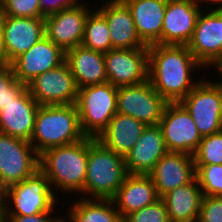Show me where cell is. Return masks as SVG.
Returning a JSON list of instances; mask_svg holds the SVG:
<instances>
[{
    "instance_id": "cell-14",
    "label": "cell",
    "mask_w": 222,
    "mask_h": 222,
    "mask_svg": "<svg viewBox=\"0 0 222 222\" xmlns=\"http://www.w3.org/2000/svg\"><path fill=\"white\" fill-rule=\"evenodd\" d=\"M108 82L113 86L137 85L148 80V47L111 49L104 53Z\"/></svg>"
},
{
    "instance_id": "cell-25",
    "label": "cell",
    "mask_w": 222,
    "mask_h": 222,
    "mask_svg": "<svg viewBox=\"0 0 222 222\" xmlns=\"http://www.w3.org/2000/svg\"><path fill=\"white\" fill-rule=\"evenodd\" d=\"M204 194L196 177L188 184L164 194L170 222H197Z\"/></svg>"
},
{
    "instance_id": "cell-22",
    "label": "cell",
    "mask_w": 222,
    "mask_h": 222,
    "mask_svg": "<svg viewBox=\"0 0 222 222\" xmlns=\"http://www.w3.org/2000/svg\"><path fill=\"white\" fill-rule=\"evenodd\" d=\"M129 8L136 32L146 45L161 44L167 0H122Z\"/></svg>"
},
{
    "instance_id": "cell-23",
    "label": "cell",
    "mask_w": 222,
    "mask_h": 222,
    "mask_svg": "<svg viewBox=\"0 0 222 222\" xmlns=\"http://www.w3.org/2000/svg\"><path fill=\"white\" fill-rule=\"evenodd\" d=\"M65 62L78 89L108 82L104 53L78 45L65 52Z\"/></svg>"
},
{
    "instance_id": "cell-41",
    "label": "cell",
    "mask_w": 222,
    "mask_h": 222,
    "mask_svg": "<svg viewBox=\"0 0 222 222\" xmlns=\"http://www.w3.org/2000/svg\"><path fill=\"white\" fill-rule=\"evenodd\" d=\"M2 3H3V0H0V9H1Z\"/></svg>"
},
{
    "instance_id": "cell-33",
    "label": "cell",
    "mask_w": 222,
    "mask_h": 222,
    "mask_svg": "<svg viewBox=\"0 0 222 222\" xmlns=\"http://www.w3.org/2000/svg\"><path fill=\"white\" fill-rule=\"evenodd\" d=\"M123 222H170L164 201L160 198L151 205L128 214Z\"/></svg>"
},
{
    "instance_id": "cell-4",
    "label": "cell",
    "mask_w": 222,
    "mask_h": 222,
    "mask_svg": "<svg viewBox=\"0 0 222 222\" xmlns=\"http://www.w3.org/2000/svg\"><path fill=\"white\" fill-rule=\"evenodd\" d=\"M85 137L76 104L40 105L30 143L40 155L48 149L70 145Z\"/></svg>"
},
{
    "instance_id": "cell-5",
    "label": "cell",
    "mask_w": 222,
    "mask_h": 222,
    "mask_svg": "<svg viewBox=\"0 0 222 222\" xmlns=\"http://www.w3.org/2000/svg\"><path fill=\"white\" fill-rule=\"evenodd\" d=\"M118 87L110 82L90 85L78 90L76 107L80 127L86 137L97 139L117 113Z\"/></svg>"
},
{
    "instance_id": "cell-27",
    "label": "cell",
    "mask_w": 222,
    "mask_h": 222,
    "mask_svg": "<svg viewBox=\"0 0 222 222\" xmlns=\"http://www.w3.org/2000/svg\"><path fill=\"white\" fill-rule=\"evenodd\" d=\"M78 198L69 204L64 222H123L113 200Z\"/></svg>"
},
{
    "instance_id": "cell-2",
    "label": "cell",
    "mask_w": 222,
    "mask_h": 222,
    "mask_svg": "<svg viewBox=\"0 0 222 222\" xmlns=\"http://www.w3.org/2000/svg\"><path fill=\"white\" fill-rule=\"evenodd\" d=\"M87 158L88 137H85L76 143L57 146L41 153L39 170L49 180L56 196L61 192L80 196L85 186Z\"/></svg>"
},
{
    "instance_id": "cell-7",
    "label": "cell",
    "mask_w": 222,
    "mask_h": 222,
    "mask_svg": "<svg viewBox=\"0 0 222 222\" xmlns=\"http://www.w3.org/2000/svg\"><path fill=\"white\" fill-rule=\"evenodd\" d=\"M39 170V155L29 141L0 132V192Z\"/></svg>"
},
{
    "instance_id": "cell-28",
    "label": "cell",
    "mask_w": 222,
    "mask_h": 222,
    "mask_svg": "<svg viewBox=\"0 0 222 222\" xmlns=\"http://www.w3.org/2000/svg\"><path fill=\"white\" fill-rule=\"evenodd\" d=\"M81 45L101 53H107L113 49L108 23L96 8L87 17Z\"/></svg>"
},
{
    "instance_id": "cell-9",
    "label": "cell",
    "mask_w": 222,
    "mask_h": 222,
    "mask_svg": "<svg viewBox=\"0 0 222 222\" xmlns=\"http://www.w3.org/2000/svg\"><path fill=\"white\" fill-rule=\"evenodd\" d=\"M206 7L198 15L187 47L194 58L207 70L222 56V5Z\"/></svg>"
},
{
    "instance_id": "cell-21",
    "label": "cell",
    "mask_w": 222,
    "mask_h": 222,
    "mask_svg": "<svg viewBox=\"0 0 222 222\" xmlns=\"http://www.w3.org/2000/svg\"><path fill=\"white\" fill-rule=\"evenodd\" d=\"M39 107L26 89L1 109L0 132L30 142Z\"/></svg>"
},
{
    "instance_id": "cell-11",
    "label": "cell",
    "mask_w": 222,
    "mask_h": 222,
    "mask_svg": "<svg viewBox=\"0 0 222 222\" xmlns=\"http://www.w3.org/2000/svg\"><path fill=\"white\" fill-rule=\"evenodd\" d=\"M159 126L168 152L193 156L203 138L190 113L180 102L166 104Z\"/></svg>"
},
{
    "instance_id": "cell-18",
    "label": "cell",
    "mask_w": 222,
    "mask_h": 222,
    "mask_svg": "<svg viewBox=\"0 0 222 222\" xmlns=\"http://www.w3.org/2000/svg\"><path fill=\"white\" fill-rule=\"evenodd\" d=\"M103 2L100 1L95 8L108 23L113 49L148 47L141 41L136 32L135 24L127 5L122 0H104Z\"/></svg>"
},
{
    "instance_id": "cell-31",
    "label": "cell",
    "mask_w": 222,
    "mask_h": 222,
    "mask_svg": "<svg viewBox=\"0 0 222 222\" xmlns=\"http://www.w3.org/2000/svg\"><path fill=\"white\" fill-rule=\"evenodd\" d=\"M26 89L27 85L15 78L10 64L0 67V111Z\"/></svg>"
},
{
    "instance_id": "cell-6",
    "label": "cell",
    "mask_w": 222,
    "mask_h": 222,
    "mask_svg": "<svg viewBox=\"0 0 222 222\" xmlns=\"http://www.w3.org/2000/svg\"><path fill=\"white\" fill-rule=\"evenodd\" d=\"M3 195L7 216H30L43 212H55L57 202L61 200L55 195L49 180L40 170L20 183L6 188Z\"/></svg>"
},
{
    "instance_id": "cell-30",
    "label": "cell",
    "mask_w": 222,
    "mask_h": 222,
    "mask_svg": "<svg viewBox=\"0 0 222 222\" xmlns=\"http://www.w3.org/2000/svg\"><path fill=\"white\" fill-rule=\"evenodd\" d=\"M195 170L204 196H222V164L195 166Z\"/></svg>"
},
{
    "instance_id": "cell-20",
    "label": "cell",
    "mask_w": 222,
    "mask_h": 222,
    "mask_svg": "<svg viewBox=\"0 0 222 222\" xmlns=\"http://www.w3.org/2000/svg\"><path fill=\"white\" fill-rule=\"evenodd\" d=\"M167 152L159 124L147 125L139 140L124 157L128 174L148 175Z\"/></svg>"
},
{
    "instance_id": "cell-26",
    "label": "cell",
    "mask_w": 222,
    "mask_h": 222,
    "mask_svg": "<svg viewBox=\"0 0 222 222\" xmlns=\"http://www.w3.org/2000/svg\"><path fill=\"white\" fill-rule=\"evenodd\" d=\"M146 126L131 116L117 112L97 140L116 154L125 157L139 140Z\"/></svg>"
},
{
    "instance_id": "cell-37",
    "label": "cell",
    "mask_w": 222,
    "mask_h": 222,
    "mask_svg": "<svg viewBox=\"0 0 222 222\" xmlns=\"http://www.w3.org/2000/svg\"><path fill=\"white\" fill-rule=\"evenodd\" d=\"M0 65H7V55L4 40L3 16L0 14Z\"/></svg>"
},
{
    "instance_id": "cell-10",
    "label": "cell",
    "mask_w": 222,
    "mask_h": 222,
    "mask_svg": "<svg viewBox=\"0 0 222 222\" xmlns=\"http://www.w3.org/2000/svg\"><path fill=\"white\" fill-rule=\"evenodd\" d=\"M116 102L118 113L131 116L146 125H158L168 103L149 80L118 87Z\"/></svg>"
},
{
    "instance_id": "cell-16",
    "label": "cell",
    "mask_w": 222,
    "mask_h": 222,
    "mask_svg": "<svg viewBox=\"0 0 222 222\" xmlns=\"http://www.w3.org/2000/svg\"><path fill=\"white\" fill-rule=\"evenodd\" d=\"M65 62V51L44 36L28 51L22 53L11 63L15 78L28 84L35 77L54 69Z\"/></svg>"
},
{
    "instance_id": "cell-39",
    "label": "cell",
    "mask_w": 222,
    "mask_h": 222,
    "mask_svg": "<svg viewBox=\"0 0 222 222\" xmlns=\"http://www.w3.org/2000/svg\"><path fill=\"white\" fill-rule=\"evenodd\" d=\"M7 221L6 201L3 192H0V222Z\"/></svg>"
},
{
    "instance_id": "cell-17",
    "label": "cell",
    "mask_w": 222,
    "mask_h": 222,
    "mask_svg": "<svg viewBox=\"0 0 222 222\" xmlns=\"http://www.w3.org/2000/svg\"><path fill=\"white\" fill-rule=\"evenodd\" d=\"M195 164L192 155L182 152H167L148 174L161 198L177 187L190 183L195 178Z\"/></svg>"
},
{
    "instance_id": "cell-32",
    "label": "cell",
    "mask_w": 222,
    "mask_h": 222,
    "mask_svg": "<svg viewBox=\"0 0 222 222\" xmlns=\"http://www.w3.org/2000/svg\"><path fill=\"white\" fill-rule=\"evenodd\" d=\"M0 14L24 18L44 17L40 13L39 0H3Z\"/></svg>"
},
{
    "instance_id": "cell-29",
    "label": "cell",
    "mask_w": 222,
    "mask_h": 222,
    "mask_svg": "<svg viewBox=\"0 0 222 222\" xmlns=\"http://www.w3.org/2000/svg\"><path fill=\"white\" fill-rule=\"evenodd\" d=\"M193 157L195 166L222 164V131L204 136Z\"/></svg>"
},
{
    "instance_id": "cell-40",
    "label": "cell",
    "mask_w": 222,
    "mask_h": 222,
    "mask_svg": "<svg viewBox=\"0 0 222 222\" xmlns=\"http://www.w3.org/2000/svg\"><path fill=\"white\" fill-rule=\"evenodd\" d=\"M206 6L222 5V0H201ZM208 3V4H206Z\"/></svg>"
},
{
    "instance_id": "cell-13",
    "label": "cell",
    "mask_w": 222,
    "mask_h": 222,
    "mask_svg": "<svg viewBox=\"0 0 222 222\" xmlns=\"http://www.w3.org/2000/svg\"><path fill=\"white\" fill-rule=\"evenodd\" d=\"M86 1L82 0L72 8L44 17L45 36L65 52L81 45L87 17L98 4L91 8Z\"/></svg>"
},
{
    "instance_id": "cell-34",
    "label": "cell",
    "mask_w": 222,
    "mask_h": 222,
    "mask_svg": "<svg viewBox=\"0 0 222 222\" xmlns=\"http://www.w3.org/2000/svg\"><path fill=\"white\" fill-rule=\"evenodd\" d=\"M197 222H222V196H204Z\"/></svg>"
},
{
    "instance_id": "cell-8",
    "label": "cell",
    "mask_w": 222,
    "mask_h": 222,
    "mask_svg": "<svg viewBox=\"0 0 222 222\" xmlns=\"http://www.w3.org/2000/svg\"><path fill=\"white\" fill-rule=\"evenodd\" d=\"M201 78L180 103L190 113L204 137L222 131V90L214 79Z\"/></svg>"
},
{
    "instance_id": "cell-3",
    "label": "cell",
    "mask_w": 222,
    "mask_h": 222,
    "mask_svg": "<svg viewBox=\"0 0 222 222\" xmlns=\"http://www.w3.org/2000/svg\"><path fill=\"white\" fill-rule=\"evenodd\" d=\"M128 175L124 157L88 137V158L83 198L112 200Z\"/></svg>"
},
{
    "instance_id": "cell-35",
    "label": "cell",
    "mask_w": 222,
    "mask_h": 222,
    "mask_svg": "<svg viewBox=\"0 0 222 222\" xmlns=\"http://www.w3.org/2000/svg\"><path fill=\"white\" fill-rule=\"evenodd\" d=\"M82 0H39L40 13L46 17L62 10L72 8Z\"/></svg>"
},
{
    "instance_id": "cell-15",
    "label": "cell",
    "mask_w": 222,
    "mask_h": 222,
    "mask_svg": "<svg viewBox=\"0 0 222 222\" xmlns=\"http://www.w3.org/2000/svg\"><path fill=\"white\" fill-rule=\"evenodd\" d=\"M201 0H167L161 45H187L203 7Z\"/></svg>"
},
{
    "instance_id": "cell-12",
    "label": "cell",
    "mask_w": 222,
    "mask_h": 222,
    "mask_svg": "<svg viewBox=\"0 0 222 222\" xmlns=\"http://www.w3.org/2000/svg\"><path fill=\"white\" fill-rule=\"evenodd\" d=\"M27 89L39 105L76 104L79 90L66 62L35 77Z\"/></svg>"
},
{
    "instance_id": "cell-24",
    "label": "cell",
    "mask_w": 222,
    "mask_h": 222,
    "mask_svg": "<svg viewBox=\"0 0 222 222\" xmlns=\"http://www.w3.org/2000/svg\"><path fill=\"white\" fill-rule=\"evenodd\" d=\"M158 199L160 197L149 175L128 174L112 200L124 219L128 214L151 205Z\"/></svg>"
},
{
    "instance_id": "cell-1",
    "label": "cell",
    "mask_w": 222,
    "mask_h": 222,
    "mask_svg": "<svg viewBox=\"0 0 222 222\" xmlns=\"http://www.w3.org/2000/svg\"><path fill=\"white\" fill-rule=\"evenodd\" d=\"M148 51V80L168 103L181 102L201 81L194 77L205 68L187 45L154 44L148 46Z\"/></svg>"
},
{
    "instance_id": "cell-19",
    "label": "cell",
    "mask_w": 222,
    "mask_h": 222,
    "mask_svg": "<svg viewBox=\"0 0 222 222\" xmlns=\"http://www.w3.org/2000/svg\"><path fill=\"white\" fill-rule=\"evenodd\" d=\"M7 65L45 36L44 17L3 16Z\"/></svg>"
},
{
    "instance_id": "cell-38",
    "label": "cell",
    "mask_w": 222,
    "mask_h": 222,
    "mask_svg": "<svg viewBox=\"0 0 222 222\" xmlns=\"http://www.w3.org/2000/svg\"><path fill=\"white\" fill-rule=\"evenodd\" d=\"M211 68L214 70V73L217 75H219L220 80H218V76H217V81H215L214 83L222 90V56L217 59L210 67L208 70L211 71ZM218 71L217 73L215 71Z\"/></svg>"
},
{
    "instance_id": "cell-36",
    "label": "cell",
    "mask_w": 222,
    "mask_h": 222,
    "mask_svg": "<svg viewBox=\"0 0 222 222\" xmlns=\"http://www.w3.org/2000/svg\"><path fill=\"white\" fill-rule=\"evenodd\" d=\"M52 213L56 217L52 216ZM62 216L64 217L62 214L57 216L54 212H43L30 216H7L6 222H64Z\"/></svg>"
}]
</instances>
